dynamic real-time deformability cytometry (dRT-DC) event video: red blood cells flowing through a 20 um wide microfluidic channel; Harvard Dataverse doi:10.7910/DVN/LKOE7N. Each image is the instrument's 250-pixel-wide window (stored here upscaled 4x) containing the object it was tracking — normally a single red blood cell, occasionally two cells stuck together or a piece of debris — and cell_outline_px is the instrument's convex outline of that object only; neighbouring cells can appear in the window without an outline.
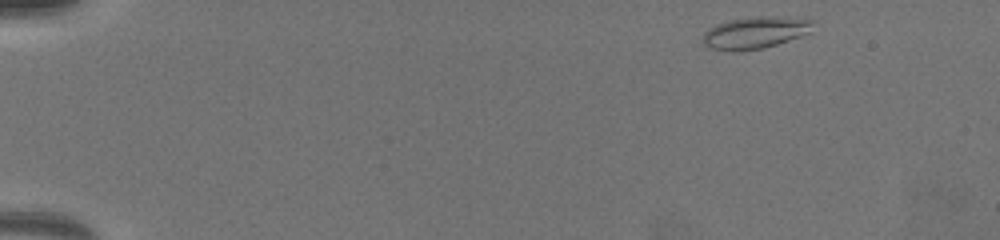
{"species": "common noctule bat (a hibernating species)", "species_latin": "Nyctalus noctula", "temperature_condition": "warm", "stored_images_in_passage": 59, "camera_frame_rate_fps": 3000, "um_per_image_px": 0.085, "animal": {"sex": "female", "body_mass_g": 19.5, "forearm_length_mm": 54.1}, "frame": {"image": 1, "passage_image": 1, "time_ms": 0.0, "image_size_px": [1000, 240], "cell_outline_px": [[812, 20], [808, 32], [800, 36], [764, 48], [740, 52], [732, 52], [708, 48], [704, 44], [704, 32], [708, 28], [716, 24], [728, 20], [756, 16], [760, 16]], "centroid_in_image_um": [64.06, 2.8], "position_along_channel_um": 20.9, "area_um2": 20.17}}
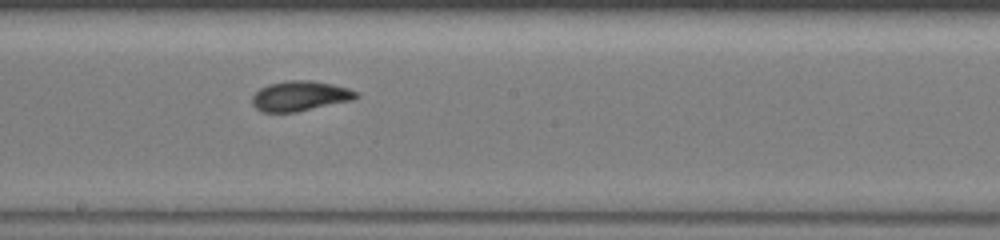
{"frame": {"image": 2, "passage_image": 32, "time_ms": 10.333, "image_size_px": [1000, 240], "cell_outline_px": [[360, 96], [352, 100], [296, 112], [260, 112], [252, 104], [252, 96], [260, 88], [268, 84], [288, 80], [312, 80], [332, 84], [348, 88], [360, 92]], "centroid_in_image_um": [25.51, 8.15], "position_along_channel_um": 222.7, "area_um2": 18.32}}
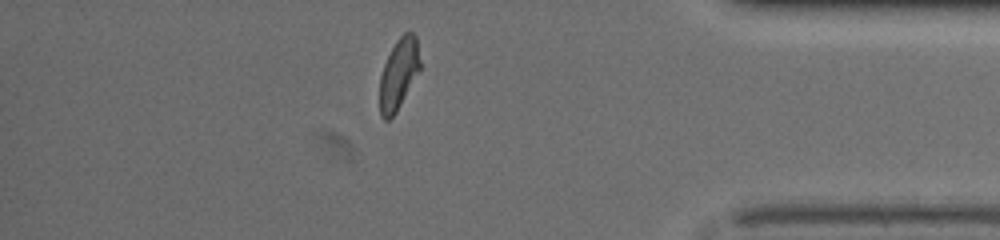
{"frame": {"image": 3, "passage_image": 51, "time_ms": 16.667, "image_size_px": [1000, 240], "cell_outline_px": [[420, 68], [396, 112], [388, 120], [384, 120], [380, 116], [380, 76], [384, 64], [396, 40], [404, 32], [412, 32], [416, 36], [420, 60]], "centroid_in_image_um": [33.88, 6.27], "position_along_channel_um": 401.3, "area_um2": 16.36}}